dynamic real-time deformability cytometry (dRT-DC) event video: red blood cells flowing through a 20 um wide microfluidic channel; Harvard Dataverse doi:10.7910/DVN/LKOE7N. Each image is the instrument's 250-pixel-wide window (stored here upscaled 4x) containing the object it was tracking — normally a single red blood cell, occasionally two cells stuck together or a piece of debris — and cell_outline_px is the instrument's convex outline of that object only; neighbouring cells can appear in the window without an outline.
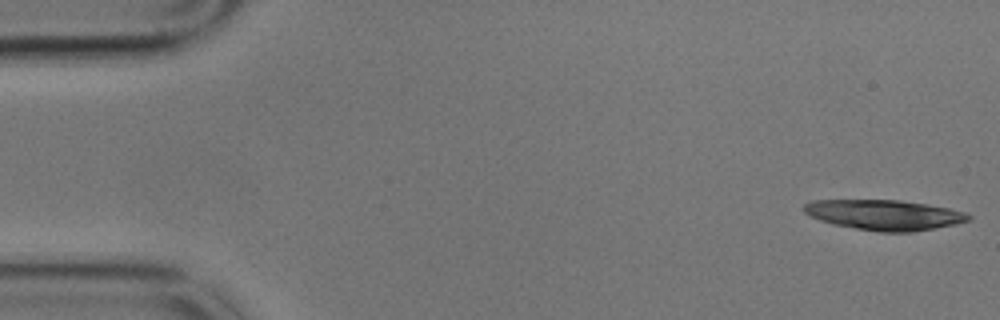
{"species": "common noctule bat (a hibernating species)", "species_latin": "Nyctalus noctula", "temperature_condition": "cold", "stored_images_in_passage": 42, "camera_frame_rate_fps": 3000, "um_per_image_px": 0.085, "animal": {"sex": "male", "body_mass_g": 17.9}, "frame": {"image": 1, "passage_image": 1, "time_ms": 0.0, "image_size_px": [1000, 320], "cell_outline_px": [[972, 216], [968, 220], [956, 224], [912, 232], [880, 232], [832, 224], [820, 220], [804, 212], [804, 204], [812, 200], [900, 200], [928, 204], [968, 212]], "centroid_in_image_um": [75.2, 18.26], "position_along_channel_um": 9.8, "area_um2": 28.96}}
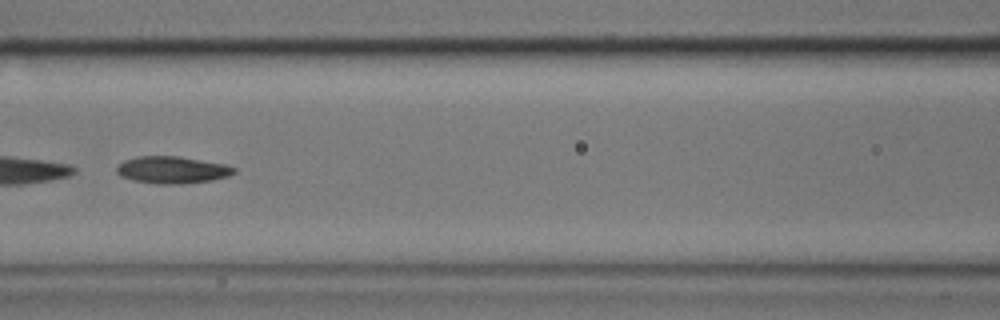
{"frame": {"image": 2, "passage_image": 24, "time_ms": 7.667, "image_size_px": [1000, 320], "cell_outline_px": [[236, 172], [228, 176], [212, 180], [180, 184], [156, 184], [132, 180], [120, 176], [116, 172], [116, 168], [124, 160], [136, 156], [180, 156], [228, 164], [236, 168]], "centroid_in_image_um": [14.65, 14.43], "position_along_channel_um": 151.9, "area_um2": 18.79}}